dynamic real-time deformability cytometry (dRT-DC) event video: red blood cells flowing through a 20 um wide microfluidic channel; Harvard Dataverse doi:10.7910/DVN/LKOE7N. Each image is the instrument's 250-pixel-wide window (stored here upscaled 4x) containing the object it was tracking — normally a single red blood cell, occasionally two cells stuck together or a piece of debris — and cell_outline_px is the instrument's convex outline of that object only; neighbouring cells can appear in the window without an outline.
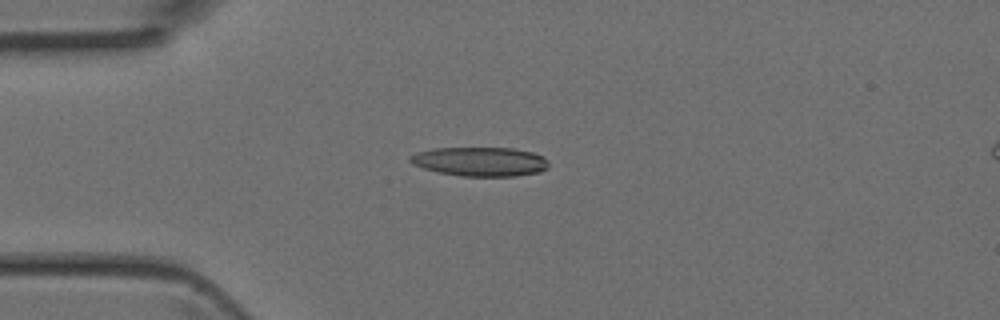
{"species": "Egyptian fruit bat (a non-hibernating species)", "species_latin": "Rousettus aegyptiacus", "temperature_condition": "room temperature", "stored_images_in_passage": 3, "camera_frame_rate_fps": 3000, "um_per_image_px": 0.085, "animal": {"sex": "female"}, "frame": {"image": 1, "passage_image": 3, "time_ms": 0.667, "image_size_px": [1000, 320], "cell_outline_px": [[548, 168], [540, 172], [516, 176], [460, 176], [440, 172], [424, 168], [412, 164], [408, 160], [408, 156], [416, 152], [432, 148], [512, 148], [532, 152], [544, 156], [548, 160]], "centroid_in_image_um": [40.81, 13.73], "position_along_channel_um": 44.2, "area_um2": 23.7}}